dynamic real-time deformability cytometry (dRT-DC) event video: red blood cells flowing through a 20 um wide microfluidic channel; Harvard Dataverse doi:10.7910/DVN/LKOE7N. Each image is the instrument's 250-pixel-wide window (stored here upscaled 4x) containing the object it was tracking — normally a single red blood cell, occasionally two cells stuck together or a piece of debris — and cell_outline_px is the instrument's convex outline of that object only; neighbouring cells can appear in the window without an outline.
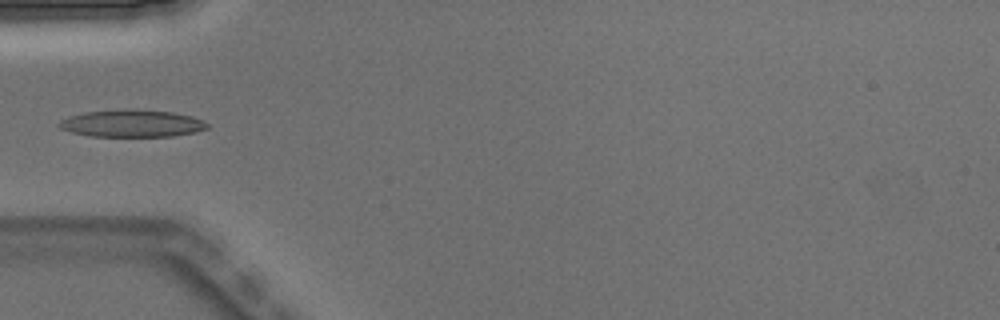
{"species": "Egyptian fruit bat (a non-hibernating species)", "species_latin": "Rousettus aegyptiacus", "temperature_condition": "warm", "stored_images_in_passage": 5, "camera_frame_rate_fps": 3000, "um_per_image_px": 0.085, "animal": {"sex": "male"}, "frame": {"image": 1, "passage_image": 5, "time_ms": 1.333, "image_size_px": [1000, 320], "cell_outline_px": [[208, 128], [196, 132], [172, 136], [88, 136], [72, 132], [60, 128], [56, 124], [60, 120], [68, 116], [88, 112], [132, 108], [136, 108], [172, 112], [192, 116], [204, 120], [208, 124]], "centroid_in_image_um": [11.23, 10.48], "position_along_channel_um": 73.8, "area_um2": 23.7}}